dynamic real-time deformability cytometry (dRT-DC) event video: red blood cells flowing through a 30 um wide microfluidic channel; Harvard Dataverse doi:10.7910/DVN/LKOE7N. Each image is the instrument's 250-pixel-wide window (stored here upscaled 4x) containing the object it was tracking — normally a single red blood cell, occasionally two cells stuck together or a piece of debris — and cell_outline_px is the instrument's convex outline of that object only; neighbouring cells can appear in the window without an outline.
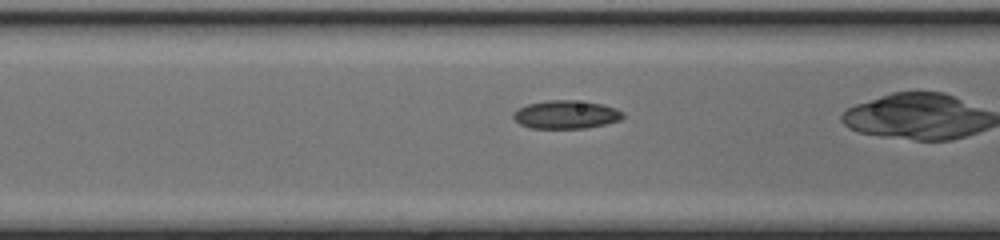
{"species": "common noctule bat (a hibernating species)", "species_latin": "Nyctalus noctula", "temperature_condition": "cold", "stored_images_in_passage": 12, "camera_frame_rate_fps": 3000, "um_per_image_px": 0.085, "animal": {"sex": "female", "body_mass_g": 17.0, "forearm_length_mm": 48.0}, "frame": {"image": 1, "passage_image": 10, "time_ms": 3.0, "image_size_px": [1000, 240], "cell_outline_px": [[624, 116], [620, 120], [588, 128], [532, 128], [520, 124], [512, 116], [512, 112], [528, 104], [548, 100], [572, 100], [604, 104], [616, 108], [624, 112]], "centroid_in_image_um": [48.14, 9.74], "position_along_channel_um": 118.5, "area_um2": 18.03}}